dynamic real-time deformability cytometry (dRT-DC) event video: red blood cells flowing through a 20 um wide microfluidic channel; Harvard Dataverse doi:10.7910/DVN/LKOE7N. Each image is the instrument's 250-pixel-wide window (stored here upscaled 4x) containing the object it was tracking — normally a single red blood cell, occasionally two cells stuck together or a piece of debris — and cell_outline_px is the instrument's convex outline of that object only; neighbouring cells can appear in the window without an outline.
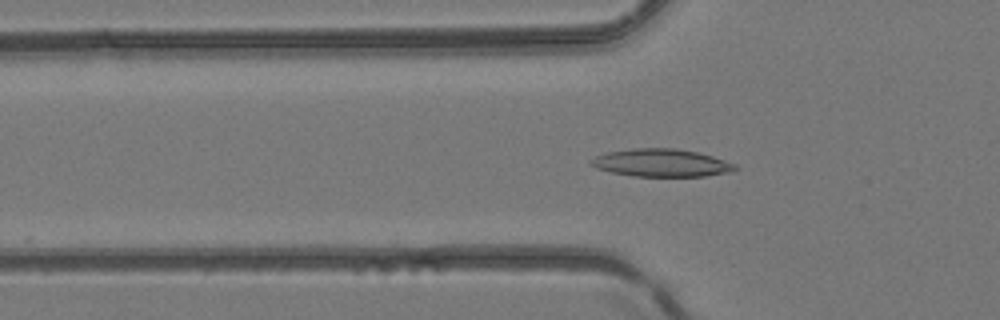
{"species": "common noctule bat (a hibernating species)", "species_latin": "Nyctalus noctula", "temperature_condition": "room temperature", "stored_images_in_passage": 47, "camera_frame_rate_fps": 3000, "um_per_image_px": 0.085, "animal": {"sex": "female", "body_mass_g": 24.6, "forearm_length_mm": 56.2}, "frame": {"image": 1, "passage_image": 15, "time_ms": 4.667, "image_size_px": [1000, 320], "cell_outline_px": [[736, 168], [732, 172], [704, 176], [632, 176], [612, 172], [596, 168], [588, 164], [588, 160], [596, 156], [608, 152], [632, 148], [676, 148], [696, 152], [712, 156], [736, 164]], "centroid_in_image_um": [56.18, 13.84], "position_along_channel_um": 69.6, "area_um2": 23.29}}
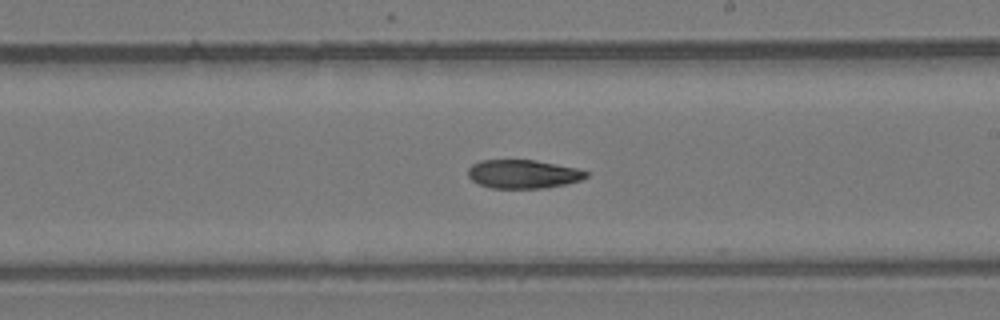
{"frame": {"image": 2, "passage_image": 27, "time_ms": 8.667, "image_size_px": [1000, 320], "cell_outline_px": [[588, 176], [580, 180], [548, 188], [492, 188], [480, 184], [472, 180], [468, 176], [468, 168], [472, 164], [480, 160], [536, 160], [576, 168], [588, 172]], "centroid_in_image_um": [44.45, 14.79], "position_along_channel_um": 244.5, "area_um2": 19.65}}
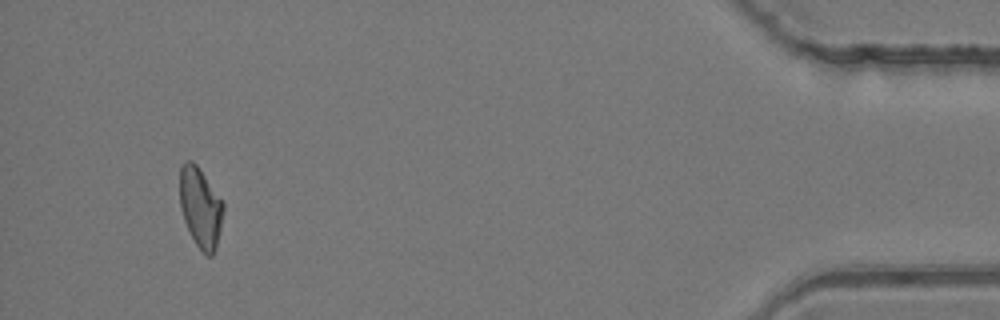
{"frame": {"image": 3, "passage_image": 44, "time_ms": 14.333, "image_size_px": [1000, 320], "cell_outline_px": [[224, 208], [216, 248], [212, 256], [204, 256], [196, 244], [184, 220], [180, 208], [180, 164], [184, 160], [192, 160], [196, 164], [224, 204]], "centroid_in_image_um": [17.02, 17.64], "position_along_channel_um": 418.2, "area_um2": 20.17}}